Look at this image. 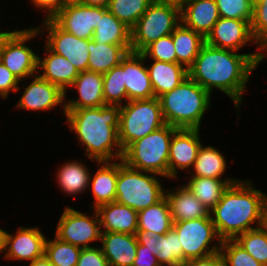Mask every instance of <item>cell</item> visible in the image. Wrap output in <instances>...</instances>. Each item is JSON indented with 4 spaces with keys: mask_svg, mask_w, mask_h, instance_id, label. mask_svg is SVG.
Segmentation results:
<instances>
[{
    "mask_svg": "<svg viewBox=\"0 0 267 266\" xmlns=\"http://www.w3.org/2000/svg\"><path fill=\"white\" fill-rule=\"evenodd\" d=\"M87 164L79 161L68 160L60 165L56 173V184L64 195L79 196L87 193L89 188L90 170Z\"/></svg>",
    "mask_w": 267,
    "mask_h": 266,
    "instance_id": "cell-27",
    "label": "cell"
},
{
    "mask_svg": "<svg viewBox=\"0 0 267 266\" xmlns=\"http://www.w3.org/2000/svg\"><path fill=\"white\" fill-rule=\"evenodd\" d=\"M179 241L178 233L173 227L160 236L157 255H155L160 266H179L185 262L183 249Z\"/></svg>",
    "mask_w": 267,
    "mask_h": 266,
    "instance_id": "cell-36",
    "label": "cell"
},
{
    "mask_svg": "<svg viewBox=\"0 0 267 266\" xmlns=\"http://www.w3.org/2000/svg\"><path fill=\"white\" fill-rule=\"evenodd\" d=\"M264 197L265 193L255 188L248 178L229 185L218 204L210 210L218 236L222 240L235 239L260 227Z\"/></svg>",
    "mask_w": 267,
    "mask_h": 266,
    "instance_id": "cell-3",
    "label": "cell"
},
{
    "mask_svg": "<svg viewBox=\"0 0 267 266\" xmlns=\"http://www.w3.org/2000/svg\"><path fill=\"white\" fill-rule=\"evenodd\" d=\"M248 1L254 7L256 4H258L259 2H263L264 0H248Z\"/></svg>",
    "mask_w": 267,
    "mask_h": 266,
    "instance_id": "cell-56",
    "label": "cell"
},
{
    "mask_svg": "<svg viewBox=\"0 0 267 266\" xmlns=\"http://www.w3.org/2000/svg\"><path fill=\"white\" fill-rule=\"evenodd\" d=\"M219 18L215 0H187L181 10V22L204 38Z\"/></svg>",
    "mask_w": 267,
    "mask_h": 266,
    "instance_id": "cell-24",
    "label": "cell"
},
{
    "mask_svg": "<svg viewBox=\"0 0 267 266\" xmlns=\"http://www.w3.org/2000/svg\"><path fill=\"white\" fill-rule=\"evenodd\" d=\"M101 232H119L135 235L138 212L115 202L106 203L96 208Z\"/></svg>",
    "mask_w": 267,
    "mask_h": 266,
    "instance_id": "cell-25",
    "label": "cell"
},
{
    "mask_svg": "<svg viewBox=\"0 0 267 266\" xmlns=\"http://www.w3.org/2000/svg\"><path fill=\"white\" fill-rule=\"evenodd\" d=\"M19 83L20 80L0 61V98L5 100L11 92L16 93Z\"/></svg>",
    "mask_w": 267,
    "mask_h": 266,
    "instance_id": "cell-43",
    "label": "cell"
},
{
    "mask_svg": "<svg viewBox=\"0 0 267 266\" xmlns=\"http://www.w3.org/2000/svg\"><path fill=\"white\" fill-rule=\"evenodd\" d=\"M30 80L32 81L27 86L23 80L20 81L16 94L19 93V89H22L21 87H23V93L16 103L15 109L36 111L37 113L38 111L47 112L50 109L56 110L60 106L63 110L62 114L65 116V92L59 86L43 79L38 73L31 76Z\"/></svg>",
    "mask_w": 267,
    "mask_h": 266,
    "instance_id": "cell-13",
    "label": "cell"
},
{
    "mask_svg": "<svg viewBox=\"0 0 267 266\" xmlns=\"http://www.w3.org/2000/svg\"><path fill=\"white\" fill-rule=\"evenodd\" d=\"M17 30V28L15 29V30H13V31H8V29L7 30H4L3 29V31H1L0 30V56H1V54H2V49H3V46H4V44H5V42H6V40L15 32Z\"/></svg>",
    "mask_w": 267,
    "mask_h": 266,
    "instance_id": "cell-51",
    "label": "cell"
},
{
    "mask_svg": "<svg viewBox=\"0 0 267 266\" xmlns=\"http://www.w3.org/2000/svg\"><path fill=\"white\" fill-rule=\"evenodd\" d=\"M165 124L158 98L126 102L120 106L118 139L122 150Z\"/></svg>",
    "mask_w": 267,
    "mask_h": 266,
    "instance_id": "cell-7",
    "label": "cell"
},
{
    "mask_svg": "<svg viewBox=\"0 0 267 266\" xmlns=\"http://www.w3.org/2000/svg\"><path fill=\"white\" fill-rule=\"evenodd\" d=\"M251 31L254 39L267 52V0L253 7Z\"/></svg>",
    "mask_w": 267,
    "mask_h": 266,
    "instance_id": "cell-42",
    "label": "cell"
},
{
    "mask_svg": "<svg viewBox=\"0 0 267 266\" xmlns=\"http://www.w3.org/2000/svg\"><path fill=\"white\" fill-rule=\"evenodd\" d=\"M82 0H61V9L68 5L81 4Z\"/></svg>",
    "mask_w": 267,
    "mask_h": 266,
    "instance_id": "cell-55",
    "label": "cell"
},
{
    "mask_svg": "<svg viewBox=\"0 0 267 266\" xmlns=\"http://www.w3.org/2000/svg\"><path fill=\"white\" fill-rule=\"evenodd\" d=\"M81 250L54 235L53 239H46L44 255L52 266H77Z\"/></svg>",
    "mask_w": 267,
    "mask_h": 266,
    "instance_id": "cell-35",
    "label": "cell"
},
{
    "mask_svg": "<svg viewBox=\"0 0 267 266\" xmlns=\"http://www.w3.org/2000/svg\"><path fill=\"white\" fill-rule=\"evenodd\" d=\"M100 244L109 266H133L138 247L135 235L101 232Z\"/></svg>",
    "mask_w": 267,
    "mask_h": 266,
    "instance_id": "cell-20",
    "label": "cell"
},
{
    "mask_svg": "<svg viewBox=\"0 0 267 266\" xmlns=\"http://www.w3.org/2000/svg\"><path fill=\"white\" fill-rule=\"evenodd\" d=\"M110 0H82V4L108 8Z\"/></svg>",
    "mask_w": 267,
    "mask_h": 266,
    "instance_id": "cell-50",
    "label": "cell"
},
{
    "mask_svg": "<svg viewBox=\"0 0 267 266\" xmlns=\"http://www.w3.org/2000/svg\"><path fill=\"white\" fill-rule=\"evenodd\" d=\"M261 226L267 230V194H265L263 200V211H262V224Z\"/></svg>",
    "mask_w": 267,
    "mask_h": 266,
    "instance_id": "cell-53",
    "label": "cell"
},
{
    "mask_svg": "<svg viewBox=\"0 0 267 266\" xmlns=\"http://www.w3.org/2000/svg\"><path fill=\"white\" fill-rule=\"evenodd\" d=\"M31 4L35 9L44 12L45 19L52 18L61 10V0H31Z\"/></svg>",
    "mask_w": 267,
    "mask_h": 266,
    "instance_id": "cell-47",
    "label": "cell"
},
{
    "mask_svg": "<svg viewBox=\"0 0 267 266\" xmlns=\"http://www.w3.org/2000/svg\"><path fill=\"white\" fill-rule=\"evenodd\" d=\"M135 236L138 244L146 246L147 249L151 250L153 255H157V246L160 238L157 233L137 230Z\"/></svg>",
    "mask_w": 267,
    "mask_h": 266,
    "instance_id": "cell-48",
    "label": "cell"
},
{
    "mask_svg": "<svg viewBox=\"0 0 267 266\" xmlns=\"http://www.w3.org/2000/svg\"><path fill=\"white\" fill-rule=\"evenodd\" d=\"M266 57L264 49L239 53L205 43L188 69V76L212 96L215 89L227 95L239 113L251 75Z\"/></svg>",
    "mask_w": 267,
    "mask_h": 266,
    "instance_id": "cell-1",
    "label": "cell"
},
{
    "mask_svg": "<svg viewBox=\"0 0 267 266\" xmlns=\"http://www.w3.org/2000/svg\"><path fill=\"white\" fill-rule=\"evenodd\" d=\"M185 177L186 179L188 178L187 183H185L187 188L205 207L209 209V211L218 204L224 191L229 185L234 184L239 180V178L216 179L194 176Z\"/></svg>",
    "mask_w": 267,
    "mask_h": 266,
    "instance_id": "cell-31",
    "label": "cell"
},
{
    "mask_svg": "<svg viewBox=\"0 0 267 266\" xmlns=\"http://www.w3.org/2000/svg\"><path fill=\"white\" fill-rule=\"evenodd\" d=\"M201 129L178 128L170 141L168 179L178 180L179 170L188 172L192 169L199 148L202 145Z\"/></svg>",
    "mask_w": 267,
    "mask_h": 266,
    "instance_id": "cell-14",
    "label": "cell"
},
{
    "mask_svg": "<svg viewBox=\"0 0 267 266\" xmlns=\"http://www.w3.org/2000/svg\"><path fill=\"white\" fill-rule=\"evenodd\" d=\"M172 41L175 47L177 63L183 65L187 70L193 65L205 38L191 28L186 27L182 22L172 33Z\"/></svg>",
    "mask_w": 267,
    "mask_h": 266,
    "instance_id": "cell-32",
    "label": "cell"
},
{
    "mask_svg": "<svg viewBox=\"0 0 267 266\" xmlns=\"http://www.w3.org/2000/svg\"><path fill=\"white\" fill-rule=\"evenodd\" d=\"M133 266H160L157 258L146 246L138 244Z\"/></svg>",
    "mask_w": 267,
    "mask_h": 266,
    "instance_id": "cell-46",
    "label": "cell"
},
{
    "mask_svg": "<svg viewBox=\"0 0 267 266\" xmlns=\"http://www.w3.org/2000/svg\"><path fill=\"white\" fill-rule=\"evenodd\" d=\"M92 39L102 44L131 45V29L107 8L99 7V22Z\"/></svg>",
    "mask_w": 267,
    "mask_h": 266,
    "instance_id": "cell-29",
    "label": "cell"
},
{
    "mask_svg": "<svg viewBox=\"0 0 267 266\" xmlns=\"http://www.w3.org/2000/svg\"><path fill=\"white\" fill-rule=\"evenodd\" d=\"M173 222L209 217L210 211L184 184L165 189Z\"/></svg>",
    "mask_w": 267,
    "mask_h": 266,
    "instance_id": "cell-23",
    "label": "cell"
},
{
    "mask_svg": "<svg viewBox=\"0 0 267 266\" xmlns=\"http://www.w3.org/2000/svg\"><path fill=\"white\" fill-rule=\"evenodd\" d=\"M103 97L106 105L123 106L127 102L124 59L118 66L103 74Z\"/></svg>",
    "mask_w": 267,
    "mask_h": 266,
    "instance_id": "cell-34",
    "label": "cell"
},
{
    "mask_svg": "<svg viewBox=\"0 0 267 266\" xmlns=\"http://www.w3.org/2000/svg\"><path fill=\"white\" fill-rule=\"evenodd\" d=\"M220 252L224 257L226 266H262L234 239L222 240Z\"/></svg>",
    "mask_w": 267,
    "mask_h": 266,
    "instance_id": "cell-39",
    "label": "cell"
},
{
    "mask_svg": "<svg viewBox=\"0 0 267 266\" xmlns=\"http://www.w3.org/2000/svg\"><path fill=\"white\" fill-rule=\"evenodd\" d=\"M44 48L43 56L38 54V74L65 92L79 75V71L64 56L52 52L46 45Z\"/></svg>",
    "mask_w": 267,
    "mask_h": 266,
    "instance_id": "cell-21",
    "label": "cell"
},
{
    "mask_svg": "<svg viewBox=\"0 0 267 266\" xmlns=\"http://www.w3.org/2000/svg\"><path fill=\"white\" fill-rule=\"evenodd\" d=\"M211 98L209 92L188 76L158 99L166 124L176 128L201 129L204 115L213 106Z\"/></svg>",
    "mask_w": 267,
    "mask_h": 266,
    "instance_id": "cell-4",
    "label": "cell"
},
{
    "mask_svg": "<svg viewBox=\"0 0 267 266\" xmlns=\"http://www.w3.org/2000/svg\"><path fill=\"white\" fill-rule=\"evenodd\" d=\"M173 227L169 203L164 196L157 203L138 211L137 230L164 235Z\"/></svg>",
    "mask_w": 267,
    "mask_h": 266,
    "instance_id": "cell-33",
    "label": "cell"
},
{
    "mask_svg": "<svg viewBox=\"0 0 267 266\" xmlns=\"http://www.w3.org/2000/svg\"><path fill=\"white\" fill-rule=\"evenodd\" d=\"M173 228L180 238L185 262L220 251L222 239L217 234L211 216L173 222Z\"/></svg>",
    "mask_w": 267,
    "mask_h": 266,
    "instance_id": "cell-9",
    "label": "cell"
},
{
    "mask_svg": "<svg viewBox=\"0 0 267 266\" xmlns=\"http://www.w3.org/2000/svg\"><path fill=\"white\" fill-rule=\"evenodd\" d=\"M89 58L87 70L105 74L132 52L131 45L96 43L89 39Z\"/></svg>",
    "mask_w": 267,
    "mask_h": 266,
    "instance_id": "cell-28",
    "label": "cell"
},
{
    "mask_svg": "<svg viewBox=\"0 0 267 266\" xmlns=\"http://www.w3.org/2000/svg\"><path fill=\"white\" fill-rule=\"evenodd\" d=\"M149 60L152 62L146 66L156 98L170 92L188 77V70L181 64Z\"/></svg>",
    "mask_w": 267,
    "mask_h": 266,
    "instance_id": "cell-26",
    "label": "cell"
},
{
    "mask_svg": "<svg viewBox=\"0 0 267 266\" xmlns=\"http://www.w3.org/2000/svg\"><path fill=\"white\" fill-rule=\"evenodd\" d=\"M91 210L93 215L65 206L56 224L54 235L61 241L81 249L96 247L92 244L98 241L100 243L101 226L96 209Z\"/></svg>",
    "mask_w": 267,
    "mask_h": 266,
    "instance_id": "cell-11",
    "label": "cell"
},
{
    "mask_svg": "<svg viewBox=\"0 0 267 266\" xmlns=\"http://www.w3.org/2000/svg\"><path fill=\"white\" fill-rule=\"evenodd\" d=\"M16 232H5L4 259L13 261L33 262L45 252L46 235L38 226H19Z\"/></svg>",
    "mask_w": 267,
    "mask_h": 266,
    "instance_id": "cell-16",
    "label": "cell"
},
{
    "mask_svg": "<svg viewBox=\"0 0 267 266\" xmlns=\"http://www.w3.org/2000/svg\"><path fill=\"white\" fill-rule=\"evenodd\" d=\"M151 3V0H110L107 9L132 29Z\"/></svg>",
    "mask_w": 267,
    "mask_h": 266,
    "instance_id": "cell-37",
    "label": "cell"
},
{
    "mask_svg": "<svg viewBox=\"0 0 267 266\" xmlns=\"http://www.w3.org/2000/svg\"><path fill=\"white\" fill-rule=\"evenodd\" d=\"M178 128L165 124L123 151V162L131 168L160 175L168 180L169 147Z\"/></svg>",
    "mask_w": 267,
    "mask_h": 266,
    "instance_id": "cell-5",
    "label": "cell"
},
{
    "mask_svg": "<svg viewBox=\"0 0 267 266\" xmlns=\"http://www.w3.org/2000/svg\"><path fill=\"white\" fill-rule=\"evenodd\" d=\"M40 25L36 28L40 35L47 33L45 45L52 52L67 58L79 72L87 70L89 39H81L64 31L51 18H44Z\"/></svg>",
    "mask_w": 267,
    "mask_h": 266,
    "instance_id": "cell-12",
    "label": "cell"
},
{
    "mask_svg": "<svg viewBox=\"0 0 267 266\" xmlns=\"http://www.w3.org/2000/svg\"><path fill=\"white\" fill-rule=\"evenodd\" d=\"M65 91V109H81L106 106L103 97V74L85 70L79 72ZM70 89L77 90L78 97L67 98Z\"/></svg>",
    "mask_w": 267,
    "mask_h": 266,
    "instance_id": "cell-18",
    "label": "cell"
},
{
    "mask_svg": "<svg viewBox=\"0 0 267 266\" xmlns=\"http://www.w3.org/2000/svg\"><path fill=\"white\" fill-rule=\"evenodd\" d=\"M227 163L226 158L224 157L223 152L215 146L211 145H201L198 150L196 160L192 169L189 171V176L194 177H208L216 179H237L231 176L224 178ZM223 177V178H222Z\"/></svg>",
    "mask_w": 267,
    "mask_h": 266,
    "instance_id": "cell-30",
    "label": "cell"
},
{
    "mask_svg": "<svg viewBox=\"0 0 267 266\" xmlns=\"http://www.w3.org/2000/svg\"><path fill=\"white\" fill-rule=\"evenodd\" d=\"M180 23L179 9L152 2L131 29L132 52L141 53L152 42L172 34Z\"/></svg>",
    "mask_w": 267,
    "mask_h": 266,
    "instance_id": "cell-8",
    "label": "cell"
},
{
    "mask_svg": "<svg viewBox=\"0 0 267 266\" xmlns=\"http://www.w3.org/2000/svg\"><path fill=\"white\" fill-rule=\"evenodd\" d=\"M141 54L145 57L146 61H148V59H153L163 62L177 63L172 34L152 42L141 52Z\"/></svg>",
    "mask_w": 267,
    "mask_h": 266,
    "instance_id": "cell-40",
    "label": "cell"
},
{
    "mask_svg": "<svg viewBox=\"0 0 267 266\" xmlns=\"http://www.w3.org/2000/svg\"><path fill=\"white\" fill-rule=\"evenodd\" d=\"M28 266H52V264L49 262L48 258L43 255L42 257L35 259L33 262H29Z\"/></svg>",
    "mask_w": 267,
    "mask_h": 266,
    "instance_id": "cell-52",
    "label": "cell"
},
{
    "mask_svg": "<svg viewBox=\"0 0 267 266\" xmlns=\"http://www.w3.org/2000/svg\"><path fill=\"white\" fill-rule=\"evenodd\" d=\"M5 232V229L3 230L2 228H0V255L3 254V258L5 254Z\"/></svg>",
    "mask_w": 267,
    "mask_h": 266,
    "instance_id": "cell-54",
    "label": "cell"
},
{
    "mask_svg": "<svg viewBox=\"0 0 267 266\" xmlns=\"http://www.w3.org/2000/svg\"><path fill=\"white\" fill-rule=\"evenodd\" d=\"M179 266H226V263L223 255L219 251L203 258L187 260Z\"/></svg>",
    "mask_w": 267,
    "mask_h": 266,
    "instance_id": "cell-45",
    "label": "cell"
},
{
    "mask_svg": "<svg viewBox=\"0 0 267 266\" xmlns=\"http://www.w3.org/2000/svg\"><path fill=\"white\" fill-rule=\"evenodd\" d=\"M151 1L156 4L172 6L181 11L187 0H151Z\"/></svg>",
    "mask_w": 267,
    "mask_h": 266,
    "instance_id": "cell-49",
    "label": "cell"
},
{
    "mask_svg": "<svg viewBox=\"0 0 267 266\" xmlns=\"http://www.w3.org/2000/svg\"><path fill=\"white\" fill-rule=\"evenodd\" d=\"M39 36L40 32L35 26L18 29L3 46L0 61L20 81H27L38 73V53L26 44Z\"/></svg>",
    "mask_w": 267,
    "mask_h": 266,
    "instance_id": "cell-10",
    "label": "cell"
},
{
    "mask_svg": "<svg viewBox=\"0 0 267 266\" xmlns=\"http://www.w3.org/2000/svg\"><path fill=\"white\" fill-rule=\"evenodd\" d=\"M97 170L90 174L89 188L93 195V204L89 209H96L98 206L115 202L116 185L118 178V160L96 162ZM91 187V188H90Z\"/></svg>",
    "mask_w": 267,
    "mask_h": 266,
    "instance_id": "cell-22",
    "label": "cell"
},
{
    "mask_svg": "<svg viewBox=\"0 0 267 266\" xmlns=\"http://www.w3.org/2000/svg\"><path fill=\"white\" fill-rule=\"evenodd\" d=\"M84 248L81 250L77 266H109L101 247Z\"/></svg>",
    "mask_w": 267,
    "mask_h": 266,
    "instance_id": "cell-44",
    "label": "cell"
},
{
    "mask_svg": "<svg viewBox=\"0 0 267 266\" xmlns=\"http://www.w3.org/2000/svg\"><path fill=\"white\" fill-rule=\"evenodd\" d=\"M262 266H267V230L262 226L248 230L234 239Z\"/></svg>",
    "mask_w": 267,
    "mask_h": 266,
    "instance_id": "cell-38",
    "label": "cell"
},
{
    "mask_svg": "<svg viewBox=\"0 0 267 266\" xmlns=\"http://www.w3.org/2000/svg\"><path fill=\"white\" fill-rule=\"evenodd\" d=\"M145 57L141 53L129 52L124 58V82L127 102L131 100L152 99L154 91L151 85Z\"/></svg>",
    "mask_w": 267,
    "mask_h": 266,
    "instance_id": "cell-19",
    "label": "cell"
},
{
    "mask_svg": "<svg viewBox=\"0 0 267 266\" xmlns=\"http://www.w3.org/2000/svg\"><path fill=\"white\" fill-rule=\"evenodd\" d=\"M61 29L81 39H92L99 22V7L68 5L51 18Z\"/></svg>",
    "mask_w": 267,
    "mask_h": 266,
    "instance_id": "cell-17",
    "label": "cell"
},
{
    "mask_svg": "<svg viewBox=\"0 0 267 266\" xmlns=\"http://www.w3.org/2000/svg\"><path fill=\"white\" fill-rule=\"evenodd\" d=\"M68 129L76 136L92 162L122 159L118 139L120 106L65 109Z\"/></svg>",
    "mask_w": 267,
    "mask_h": 266,
    "instance_id": "cell-2",
    "label": "cell"
},
{
    "mask_svg": "<svg viewBox=\"0 0 267 266\" xmlns=\"http://www.w3.org/2000/svg\"><path fill=\"white\" fill-rule=\"evenodd\" d=\"M160 175L128 167L122 159L118 160L116 199L135 211H141L157 203L165 196Z\"/></svg>",
    "mask_w": 267,
    "mask_h": 266,
    "instance_id": "cell-6",
    "label": "cell"
},
{
    "mask_svg": "<svg viewBox=\"0 0 267 266\" xmlns=\"http://www.w3.org/2000/svg\"><path fill=\"white\" fill-rule=\"evenodd\" d=\"M222 18L251 21L253 6L248 0H215Z\"/></svg>",
    "mask_w": 267,
    "mask_h": 266,
    "instance_id": "cell-41",
    "label": "cell"
},
{
    "mask_svg": "<svg viewBox=\"0 0 267 266\" xmlns=\"http://www.w3.org/2000/svg\"><path fill=\"white\" fill-rule=\"evenodd\" d=\"M250 23L251 21L220 17L205 38V43L236 52L242 51L249 44L256 45V50L263 49L254 39Z\"/></svg>",
    "mask_w": 267,
    "mask_h": 266,
    "instance_id": "cell-15",
    "label": "cell"
}]
</instances>
